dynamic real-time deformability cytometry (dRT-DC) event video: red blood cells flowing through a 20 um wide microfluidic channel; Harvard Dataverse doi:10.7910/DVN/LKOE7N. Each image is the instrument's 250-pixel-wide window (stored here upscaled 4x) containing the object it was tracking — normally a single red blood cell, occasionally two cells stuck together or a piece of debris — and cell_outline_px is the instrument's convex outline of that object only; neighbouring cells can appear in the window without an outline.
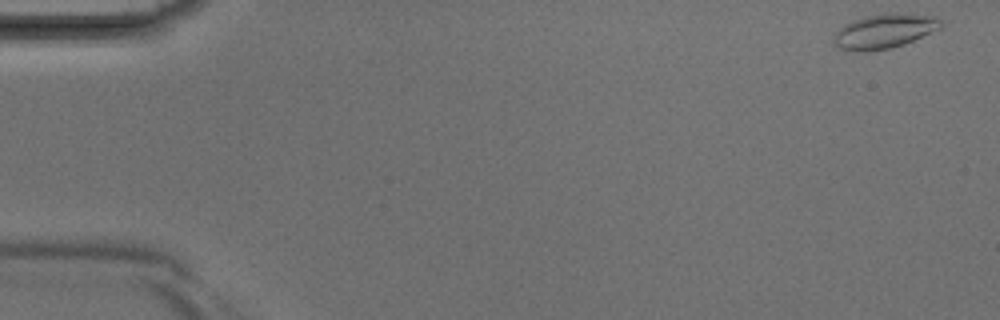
{"species": "Egyptian fruit bat (a non-hibernating species)", "species_latin": "Rousettus aegyptiacus", "temperature_condition": "room temperature", "stored_images_in_passage": 41, "camera_frame_rate_fps": 3000, "um_per_image_px": 0.085, "animal": {"sex": "male"}, "frame": {"image": 1, "passage_image": 1, "time_ms": 0.0, "image_size_px": [1000, 320], "cell_outline_px": [[940, 28], [912, 40], [892, 48], [864, 52], [836, 48], [832, 40], [836, 32], [844, 24], [852, 20], [864, 16], [888, 12], [892, 12], [936, 16], [940, 20]], "centroid_in_image_um": [75.1, 2.64], "position_along_channel_um": 9.9, "area_um2": 21.5}}
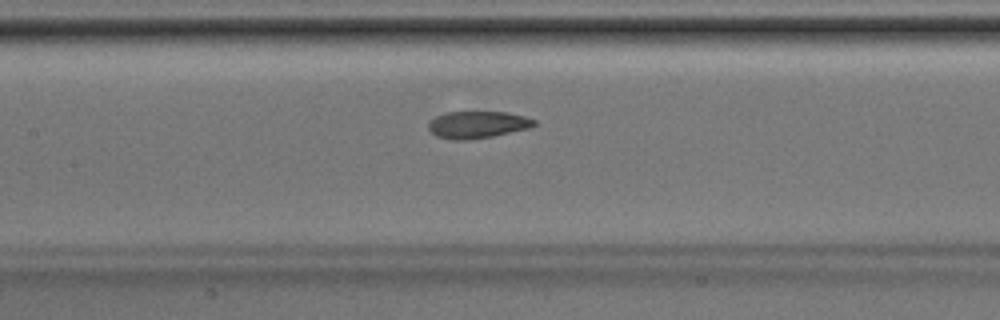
{"frame": {"image": 2, "passage_image": 19, "time_ms": 6.0, "image_size_px": [1000, 320], "cell_outline_px": [[536, 124], [528, 128], [492, 136], [464, 140], [452, 140], [436, 136], [428, 128], [428, 120], [444, 112], [508, 112], [524, 116], [536, 120]], "centroid_in_image_um": [40.54, 10.59], "position_along_channel_um": 166.9, "area_um2": 16.65}}
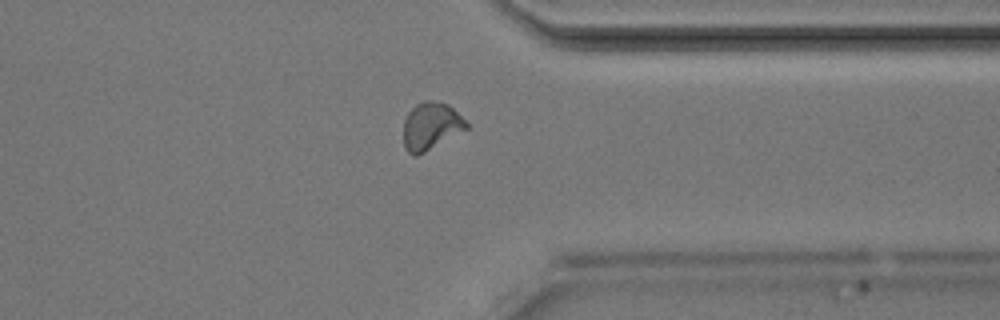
{"frame": {"image": 3, "passage_image": 32, "time_ms": 10.333, "image_size_px": [1000, 320], "cell_outline_px": [[468, 128], [424, 152], [416, 156], [412, 156], [404, 148], [404, 120], [408, 112], [416, 104], [424, 100], [432, 100], [448, 104], [468, 124]], "centroid_in_image_um": [36.6, 10.71], "position_along_channel_um": 374.8, "area_um2": 17.17}}